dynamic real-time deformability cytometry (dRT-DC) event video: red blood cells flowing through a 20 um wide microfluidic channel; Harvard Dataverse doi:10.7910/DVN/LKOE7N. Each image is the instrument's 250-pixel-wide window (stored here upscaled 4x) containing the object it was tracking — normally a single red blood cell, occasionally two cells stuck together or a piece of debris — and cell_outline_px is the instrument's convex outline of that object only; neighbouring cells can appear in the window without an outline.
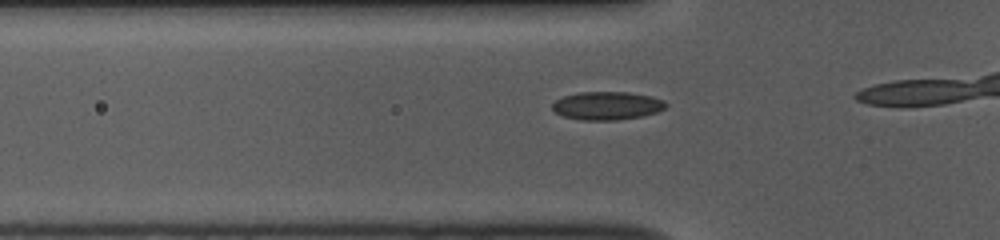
{"species": "common noctule bat (a hibernating species)", "species_latin": "Nyctalus noctula", "temperature_condition": "room temperature", "stored_images_in_passage": 15, "camera_frame_rate_fps": 3000, "um_per_image_px": 0.085, "animal": {"sex": "female", "body_mass_g": 10.0, "forearm_length_mm": 53.1}, "frame": {"image": 1, "passage_image": 12, "time_ms": 3.667, "image_size_px": [1000, 240], "cell_outline_px": [[668, 104], [664, 108], [656, 112], [644, 116], [616, 120], [580, 120], [564, 116], [556, 112], [552, 108], [552, 104], [556, 100], [564, 96], [580, 92], [628, 92], [652, 96], [664, 100]], "centroid_in_image_um": [51.62, 8.98], "position_along_channel_um": 74.2, "area_um2": 18.67}}